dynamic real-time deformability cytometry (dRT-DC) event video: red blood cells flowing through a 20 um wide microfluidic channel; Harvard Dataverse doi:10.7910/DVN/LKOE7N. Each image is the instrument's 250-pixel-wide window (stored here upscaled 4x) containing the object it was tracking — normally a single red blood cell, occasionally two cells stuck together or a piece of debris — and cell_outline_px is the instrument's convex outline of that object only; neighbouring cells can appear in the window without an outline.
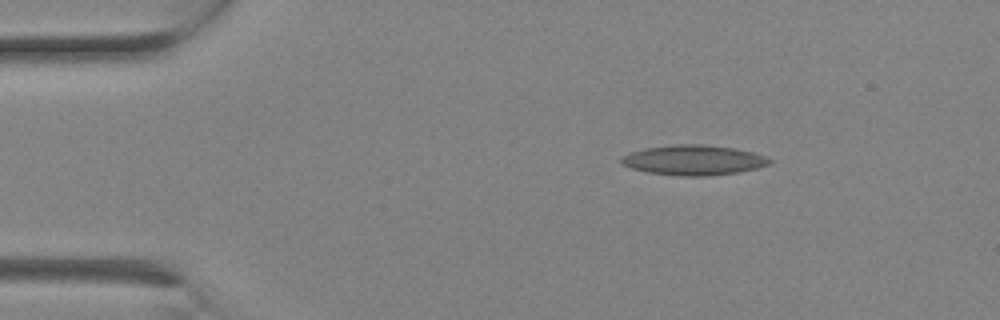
{"species": "Egyptian fruit bat (a non-hibernating species)", "species_latin": "Rousettus aegyptiacus", "temperature_condition": "room temperature", "stored_images_in_passage": 1, "camera_frame_rate_fps": 3000, "um_per_image_px": 0.085, "animal": {"sex": "female"}, "frame": {"image": 1, "passage_image": 1, "time_ms": 0.0, "image_size_px": [1000, 320], "cell_outline_px": [[772, 160], [768, 164], [756, 168], [736, 172], [712, 176], [680, 176], [648, 172], [632, 168], [620, 164], [620, 160], [624, 156], [632, 152], [644, 148], [676, 144], [700, 144], [736, 148], [752, 152], [764, 156]], "centroid_in_image_um": [58.94, 13.61], "position_along_channel_um": 26.1, "area_um2": 25.78}}